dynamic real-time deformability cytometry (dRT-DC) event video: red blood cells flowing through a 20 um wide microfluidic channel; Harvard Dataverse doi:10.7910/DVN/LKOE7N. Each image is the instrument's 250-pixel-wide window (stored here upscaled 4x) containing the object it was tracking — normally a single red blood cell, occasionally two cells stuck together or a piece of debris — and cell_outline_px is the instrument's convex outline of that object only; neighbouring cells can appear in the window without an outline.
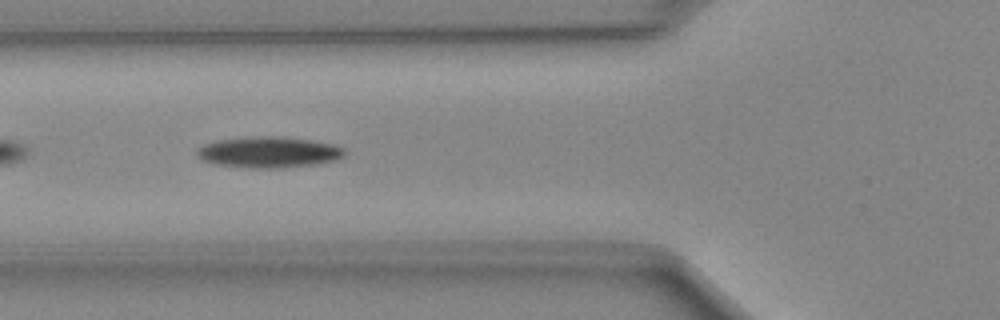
{"species": "Egyptian fruit bat (a non-hibernating species)", "species_latin": "Rousettus aegyptiacus", "temperature_condition": "cold", "stored_images_in_passage": 16, "camera_frame_rate_fps": 3000, "um_per_image_px": 0.085, "animal": {"sex": "female"}, "frame": {"image": 1, "passage_image": 5, "time_ms": 1.333, "image_size_px": [1000, 320], "cell_outline_px": [[344, 156], [336, 160], [316, 164], [280, 168], [252, 168], [216, 164], [204, 160], [196, 156], [196, 148], [204, 144], [216, 140], [252, 136], [280, 136], [308, 140], [332, 144], [344, 148]], "centroid_in_image_um": [22.81, 12.93], "position_along_channel_um": 103.0, "area_um2": 26.7}}
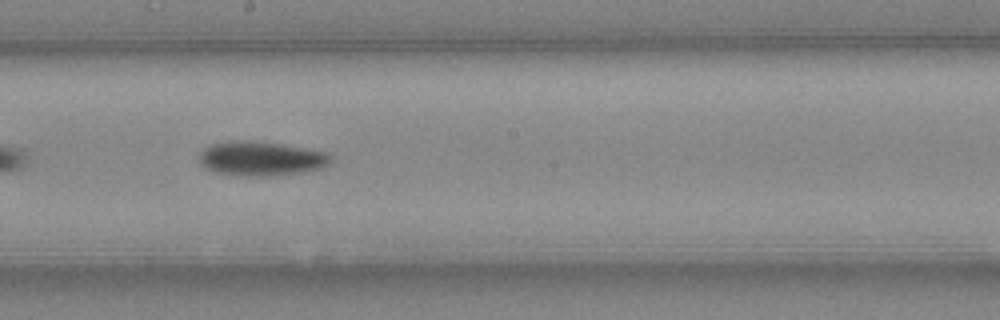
{"frame": {"image": 2, "passage_image": 14, "time_ms": 4.333, "image_size_px": [1000, 320], "cell_outline_px": [[332, 164], [324, 168], [276, 176], [240, 176], [216, 172], [204, 168], [200, 164], [200, 156], [204, 148], [212, 144], [240, 140], [244, 140], [280, 144], [328, 152], [332, 156]], "centroid_in_image_um": [22.24, 13.5], "position_along_channel_um": 226.0, "area_um2": 26.41}}